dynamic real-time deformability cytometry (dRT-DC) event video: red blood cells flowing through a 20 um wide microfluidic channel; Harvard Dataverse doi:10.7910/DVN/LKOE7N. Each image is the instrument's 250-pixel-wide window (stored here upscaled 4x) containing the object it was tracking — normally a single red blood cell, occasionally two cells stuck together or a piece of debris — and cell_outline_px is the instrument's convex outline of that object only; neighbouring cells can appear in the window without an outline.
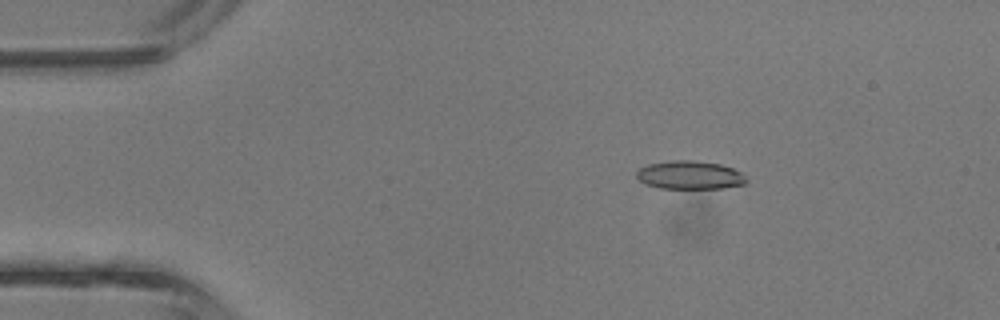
{"species": "common noctule bat (a hibernating species)", "species_latin": "Nyctalus noctula", "temperature_condition": "room temperature", "stored_images_in_passage": 40, "camera_frame_rate_fps": 3000, "um_per_image_px": 0.085, "animal": {"sex": "male", "body_mass_g": 13.3}, "frame": {"image": 1, "passage_image": 6, "time_ms": 1.667, "image_size_px": [1000, 320], "cell_outline_px": [[748, 180], [744, 184], [724, 188], [660, 188], [644, 184], [636, 176], [636, 172], [640, 168], [648, 164], [672, 160], [692, 160], [720, 164], [732, 168], [740, 172]], "centroid_in_image_um": [58.62, 14.88], "position_along_channel_um": 26.4, "area_um2": 18.09}}
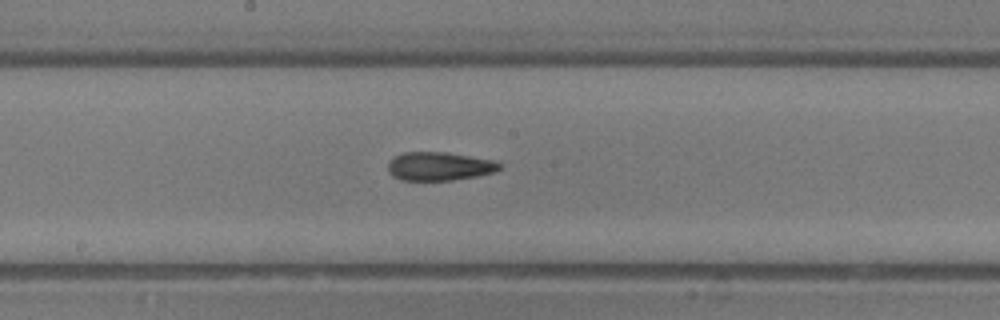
{"frame": {"image": 2, "passage_image": 21, "time_ms": 6.667, "image_size_px": [1000, 320], "cell_outline_px": [[504, 164], [496, 172], [476, 176], [452, 180], [400, 180], [392, 176], [388, 172], [388, 164], [396, 156], [404, 152], [448, 152], [496, 160]], "centroid_in_image_um": [37.4, 14.13], "position_along_channel_um": 210.8, "area_um2": 18.73}}
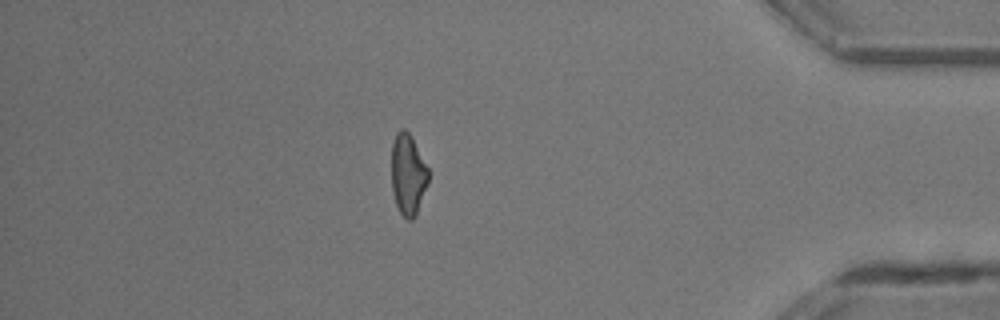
{"frame": {"image": 3, "passage_image": 35, "time_ms": 11.333, "image_size_px": [1000, 320], "cell_outline_px": [[428, 184], [416, 216], [412, 220], [408, 220], [400, 212], [396, 204], [392, 188], [392, 144], [396, 132], [400, 128], [404, 128], [412, 136], [428, 168]], "centroid_in_image_um": [34.69, 14.82], "position_along_channel_um": 400.5, "area_um2": 17.51}, "authors_computed_cell_mechanics": {"area_um2": 18.1203, "velocity_mm_per_s": 4.963, "shape_relaxation_time_tau1_ms": 5.697, "shape_relaxation_time_tau2_ms": 2.736, "deformation_change_tau1": 0.1761, "deformation_change_tau2": 0.1286}}